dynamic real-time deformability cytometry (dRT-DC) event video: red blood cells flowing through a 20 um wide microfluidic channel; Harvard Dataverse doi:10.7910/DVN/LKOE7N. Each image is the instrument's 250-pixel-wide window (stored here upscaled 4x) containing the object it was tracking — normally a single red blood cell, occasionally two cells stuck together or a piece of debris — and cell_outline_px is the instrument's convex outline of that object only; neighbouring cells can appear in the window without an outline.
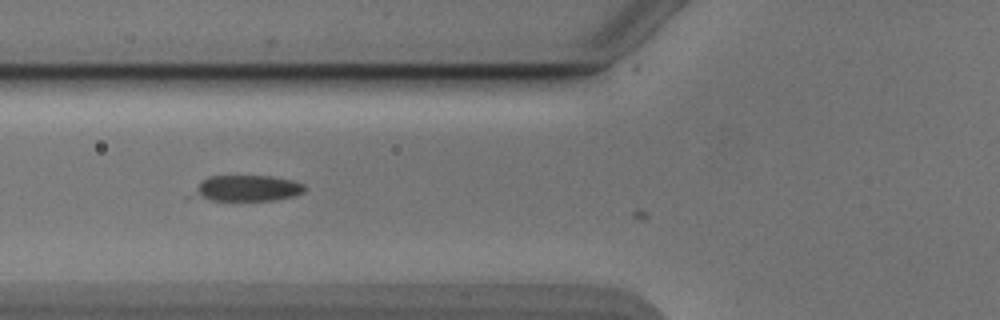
{"species": "Egyptian fruit bat (a non-hibernating species)", "species_latin": "Rousettus aegyptiacus", "temperature_condition": "cold", "stored_images_in_passage": 7, "camera_frame_rate_fps": 3000, "um_per_image_px": 0.085, "animal": {"sex": "male"}, "frame": {"image": 1, "passage_image": 5, "time_ms": 1.333, "image_size_px": [1000, 320], "cell_outline_px": [[304, 192], [292, 196], [276, 200], [212, 200], [184, 196], [208, 176], [272, 176], [292, 180], [304, 184]], "centroid_in_image_um": [20.9, 16.01], "position_along_channel_um": 104.9, "area_um2": 17.11}}